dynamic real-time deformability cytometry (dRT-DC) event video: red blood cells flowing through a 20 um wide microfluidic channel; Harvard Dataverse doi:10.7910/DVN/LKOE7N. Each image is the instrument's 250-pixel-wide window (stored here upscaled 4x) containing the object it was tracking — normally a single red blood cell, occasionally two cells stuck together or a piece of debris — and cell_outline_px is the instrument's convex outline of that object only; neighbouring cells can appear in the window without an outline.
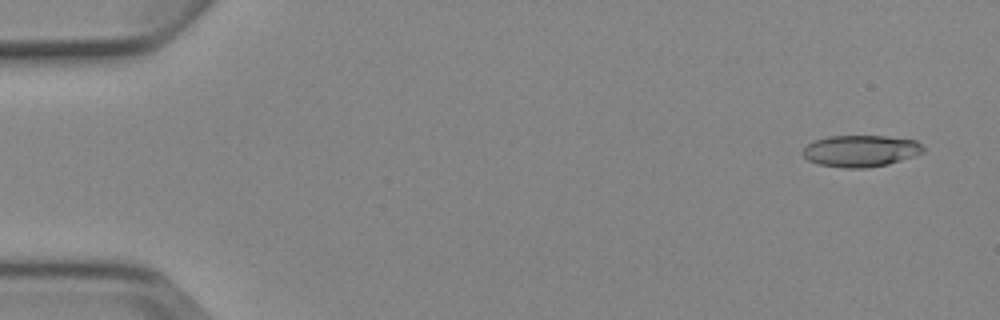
{"species": "Egyptian fruit bat (a non-hibernating species)", "species_latin": "Rousettus aegyptiacus", "temperature_condition": "cold", "stored_images_in_passage": 4, "camera_frame_rate_fps": 3000, "um_per_image_px": 0.085, "animal": {"sex": "female"}, "frame": {"image": 1, "passage_image": 1, "time_ms": 0.0, "image_size_px": [1000, 320], "cell_outline_px": [[924, 152], [888, 164], [868, 168], [844, 168], [820, 164], [808, 160], [800, 152], [808, 144], [816, 140], [828, 136], [884, 136], [916, 140], [924, 148]], "centroid_in_image_um": [73.14, 12.83], "position_along_channel_um": 11.9, "area_um2": 22.08}}
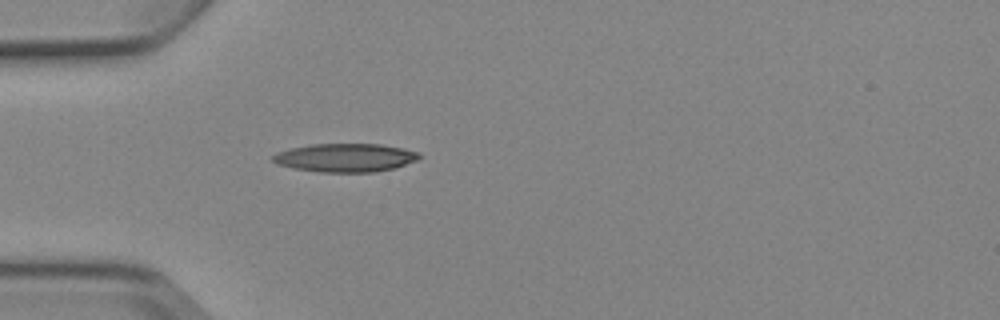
{"frame": {"image": 2, "passage_image": 4, "time_ms": 4.333, "image_size_px": [1000, 320], "cell_outline_px": [[420, 156], [416, 160], [392, 168], [372, 172], [320, 172], [292, 168], [276, 164], [272, 160], [272, 156], [276, 152], [292, 148], [312, 144], [380, 144], [404, 148], [420, 152]], "centroid_in_image_um": [29.32, 13.4], "position_along_channel_um": 55.7, "area_um2": 24.16}}